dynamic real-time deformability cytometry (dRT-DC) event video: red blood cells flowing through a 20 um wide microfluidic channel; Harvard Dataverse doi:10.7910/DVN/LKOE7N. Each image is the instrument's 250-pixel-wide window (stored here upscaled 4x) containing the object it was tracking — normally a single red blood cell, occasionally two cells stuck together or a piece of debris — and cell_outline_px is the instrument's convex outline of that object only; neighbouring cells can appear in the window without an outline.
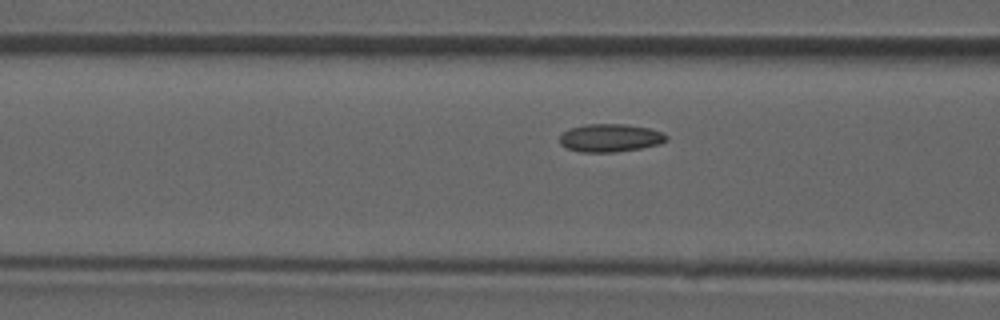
{"species": "common noctule bat (a hibernating species)", "species_latin": "Nyctalus noctula", "temperature_condition": "room temperature", "stored_images_in_passage": 20, "camera_frame_rate_fps": 3000, "um_per_image_px": 0.085, "animal": {"sex": "male", "forearm_length_mm": 52.5}, "frame": {"image": 1, "passage_image": 12, "time_ms": 3.667, "image_size_px": [1000, 320], "cell_outline_px": [[668, 140], [660, 144], [640, 148], [612, 152], [580, 152], [568, 148], [560, 144], [560, 136], [564, 132], [572, 128], [584, 124], [624, 124], [648, 128], [664, 132], [668, 136]], "centroid_in_image_um": [51.9, 11.72], "position_along_channel_um": 114.7, "area_um2": 17.34}}
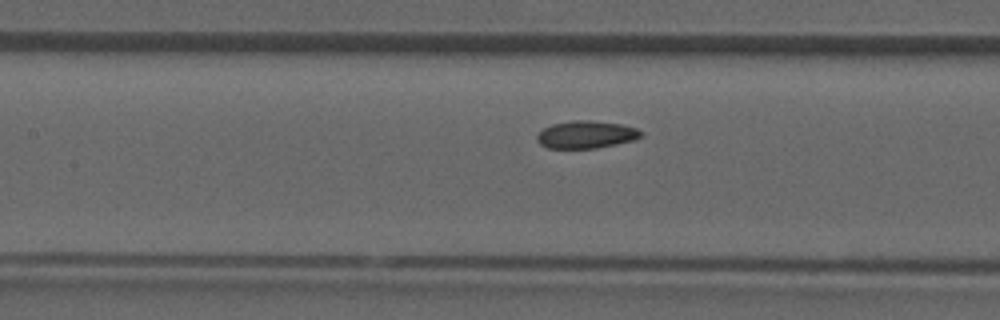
{"frame": {"image": 2, "passage_image": 15, "time_ms": 4.667, "image_size_px": [1000, 320], "cell_outline_px": [[640, 136], [632, 140], [616, 144], [596, 148], [548, 148], [540, 144], [536, 140], [536, 136], [544, 128], [552, 124], [572, 120], [592, 120], [620, 124], [636, 128], [640, 132]], "centroid_in_image_um": [49.77, 11.43], "position_along_channel_um": 157.6, "area_um2": 16.47}}